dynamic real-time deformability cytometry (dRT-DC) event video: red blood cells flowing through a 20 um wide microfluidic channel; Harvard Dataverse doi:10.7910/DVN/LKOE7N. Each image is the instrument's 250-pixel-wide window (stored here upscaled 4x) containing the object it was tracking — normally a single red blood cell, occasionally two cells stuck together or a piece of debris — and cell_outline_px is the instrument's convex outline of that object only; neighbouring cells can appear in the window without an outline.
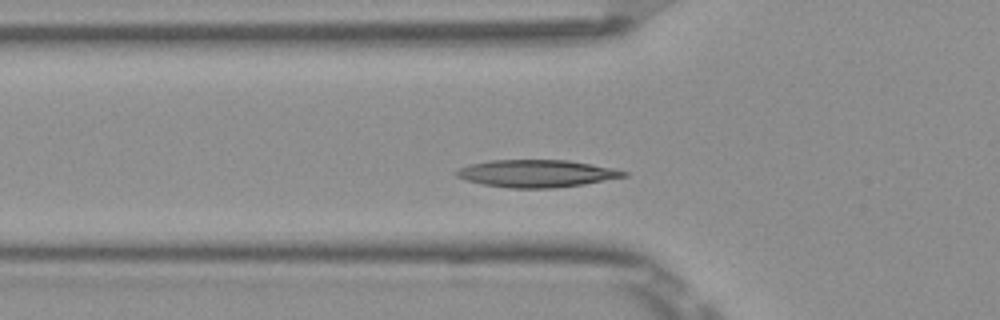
{"species": "Egyptian fruit bat (a non-hibernating species)", "species_latin": "Rousettus aegyptiacus", "temperature_condition": "room temperature", "stored_images_in_passage": 38, "segment_of_instrument_passage": [1, 2], "camera_frame_rate_fps": 3000, "um_per_image_px": 0.085, "frame": {"image": 1, "passage_image": 2, "time_ms": 0.333, "image_size_px": [1000, 320], "cell_outline_px": [[628, 176], [584, 184], [552, 188], [508, 188], [480, 184], [464, 180], [456, 176], [456, 172], [460, 168], [468, 164], [492, 160], [568, 160], [616, 168], [628, 172]], "centroid_in_image_um": [45.61, 14.75], "position_along_channel_um": 80.2, "area_um2": 26.88}}
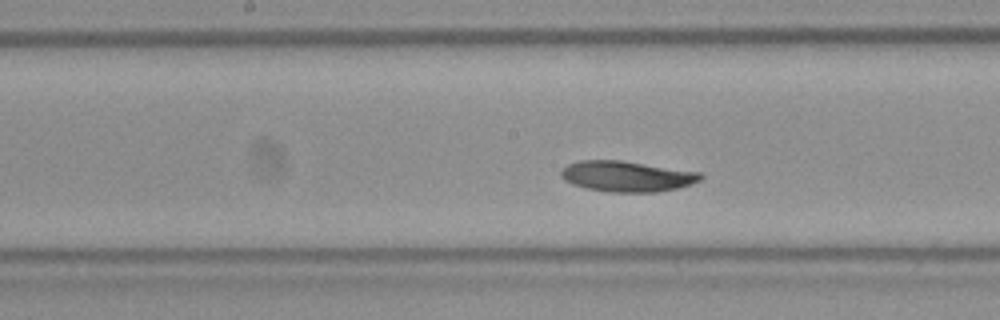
{"frame": {"image": 2, "passage_image": 11, "time_ms": 3.333, "image_size_px": [1000, 320], "cell_outline_px": [[704, 176], [700, 180], [692, 184], [676, 188], [656, 192], [612, 192], [588, 188], [572, 184], [564, 180], [560, 176], [560, 172], [568, 164], [580, 160], [620, 160], [700, 172]], "centroid_in_image_um": [53.28, 14.98], "position_along_channel_um": 194.9, "area_um2": 24.8}}
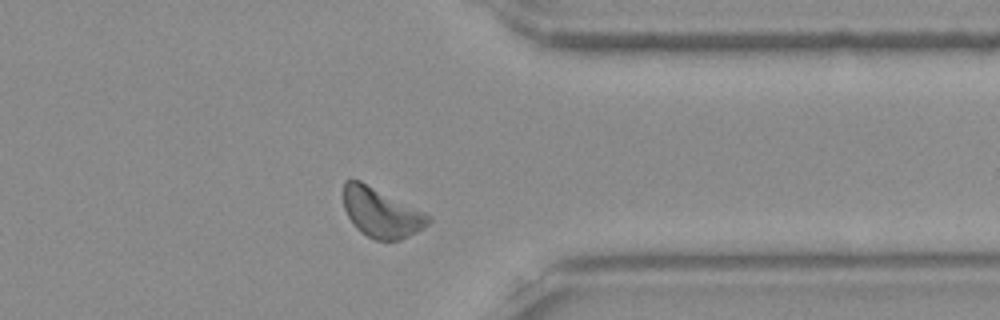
{"frame": {"image": 3, "passage_image": 26, "time_ms": 8.333, "image_size_px": [1000, 320], "cell_outline_px": [[432, 220], [428, 224], [416, 232], [400, 240], [376, 240], [360, 232], [356, 228], [348, 216], [344, 208], [344, 180], [360, 180], [432, 216]], "centroid_in_image_um": [32.4, 18.08], "position_along_channel_um": 379.0, "area_um2": 24.16}}